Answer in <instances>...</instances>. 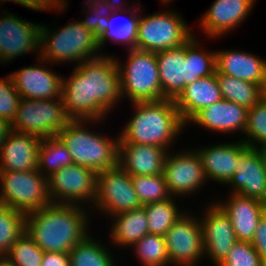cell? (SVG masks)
Segmentation results:
<instances>
[{
  "label": "cell",
  "instance_id": "1",
  "mask_svg": "<svg viewBox=\"0 0 266 266\" xmlns=\"http://www.w3.org/2000/svg\"><path fill=\"white\" fill-rule=\"evenodd\" d=\"M116 57L101 56L79 63L68 78L63 77L61 100L72 120H105L121 100Z\"/></svg>",
  "mask_w": 266,
  "mask_h": 266
},
{
  "label": "cell",
  "instance_id": "2",
  "mask_svg": "<svg viewBox=\"0 0 266 266\" xmlns=\"http://www.w3.org/2000/svg\"><path fill=\"white\" fill-rule=\"evenodd\" d=\"M79 205L50 203L26 214V232L44 252H66L88 235L89 213Z\"/></svg>",
  "mask_w": 266,
  "mask_h": 266
},
{
  "label": "cell",
  "instance_id": "3",
  "mask_svg": "<svg viewBox=\"0 0 266 266\" xmlns=\"http://www.w3.org/2000/svg\"><path fill=\"white\" fill-rule=\"evenodd\" d=\"M131 104L135 114L121 130L119 143L155 145L170 150L186 126L175 101L162 99Z\"/></svg>",
  "mask_w": 266,
  "mask_h": 266
},
{
  "label": "cell",
  "instance_id": "4",
  "mask_svg": "<svg viewBox=\"0 0 266 266\" xmlns=\"http://www.w3.org/2000/svg\"><path fill=\"white\" fill-rule=\"evenodd\" d=\"M89 122L92 124L98 120H72L57 134L69 150L73 164L88 167L96 173L117 166L119 135L109 139L106 135L90 131L85 126Z\"/></svg>",
  "mask_w": 266,
  "mask_h": 266
},
{
  "label": "cell",
  "instance_id": "5",
  "mask_svg": "<svg viewBox=\"0 0 266 266\" xmlns=\"http://www.w3.org/2000/svg\"><path fill=\"white\" fill-rule=\"evenodd\" d=\"M53 32V33H52ZM99 38L80 21H75L58 30H49L46 25L40 29L39 57L47 63H79L100 55ZM99 53V54H98Z\"/></svg>",
  "mask_w": 266,
  "mask_h": 266
},
{
  "label": "cell",
  "instance_id": "6",
  "mask_svg": "<svg viewBox=\"0 0 266 266\" xmlns=\"http://www.w3.org/2000/svg\"><path fill=\"white\" fill-rule=\"evenodd\" d=\"M128 52L125 66L116 59L122 98L128 97L131 103L162 100L155 53L136 48L129 49Z\"/></svg>",
  "mask_w": 266,
  "mask_h": 266
},
{
  "label": "cell",
  "instance_id": "7",
  "mask_svg": "<svg viewBox=\"0 0 266 266\" xmlns=\"http://www.w3.org/2000/svg\"><path fill=\"white\" fill-rule=\"evenodd\" d=\"M173 11L139 16L135 48L159 52L184 45L194 36L184 19Z\"/></svg>",
  "mask_w": 266,
  "mask_h": 266
},
{
  "label": "cell",
  "instance_id": "8",
  "mask_svg": "<svg viewBox=\"0 0 266 266\" xmlns=\"http://www.w3.org/2000/svg\"><path fill=\"white\" fill-rule=\"evenodd\" d=\"M71 121L61 98H21L12 130L45 139L57 136Z\"/></svg>",
  "mask_w": 266,
  "mask_h": 266
},
{
  "label": "cell",
  "instance_id": "9",
  "mask_svg": "<svg viewBox=\"0 0 266 266\" xmlns=\"http://www.w3.org/2000/svg\"><path fill=\"white\" fill-rule=\"evenodd\" d=\"M0 201L24 214L51 203L47 177L38 170L0 171Z\"/></svg>",
  "mask_w": 266,
  "mask_h": 266
},
{
  "label": "cell",
  "instance_id": "10",
  "mask_svg": "<svg viewBox=\"0 0 266 266\" xmlns=\"http://www.w3.org/2000/svg\"><path fill=\"white\" fill-rule=\"evenodd\" d=\"M96 178L97 173L94 170L77 164H71L52 173L47 177L51 203L85 207L84 203L87 202L88 206L93 205L96 196Z\"/></svg>",
  "mask_w": 266,
  "mask_h": 266
},
{
  "label": "cell",
  "instance_id": "11",
  "mask_svg": "<svg viewBox=\"0 0 266 266\" xmlns=\"http://www.w3.org/2000/svg\"><path fill=\"white\" fill-rule=\"evenodd\" d=\"M94 206L113 216L143 205L134 190L131 175L117 165L97 173Z\"/></svg>",
  "mask_w": 266,
  "mask_h": 266
},
{
  "label": "cell",
  "instance_id": "12",
  "mask_svg": "<svg viewBox=\"0 0 266 266\" xmlns=\"http://www.w3.org/2000/svg\"><path fill=\"white\" fill-rule=\"evenodd\" d=\"M164 239L170 266H196L201 257L204 258L201 221L190 212L185 211L167 231Z\"/></svg>",
  "mask_w": 266,
  "mask_h": 266
},
{
  "label": "cell",
  "instance_id": "13",
  "mask_svg": "<svg viewBox=\"0 0 266 266\" xmlns=\"http://www.w3.org/2000/svg\"><path fill=\"white\" fill-rule=\"evenodd\" d=\"M163 176L170 196L176 198L199 191L208 181L201 159L193 149H182V152L177 151L175 154L169 151L164 162Z\"/></svg>",
  "mask_w": 266,
  "mask_h": 266
},
{
  "label": "cell",
  "instance_id": "14",
  "mask_svg": "<svg viewBox=\"0 0 266 266\" xmlns=\"http://www.w3.org/2000/svg\"><path fill=\"white\" fill-rule=\"evenodd\" d=\"M5 13L0 16V64L33 51L40 53L41 25Z\"/></svg>",
  "mask_w": 266,
  "mask_h": 266
},
{
  "label": "cell",
  "instance_id": "15",
  "mask_svg": "<svg viewBox=\"0 0 266 266\" xmlns=\"http://www.w3.org/2000/svg\"><path fill=\"white\" fill-rule=\"evenodd\" d=\"M209 207V208H208ZM200 217L203 229L204 254L216 266L227 257L228 251L238 241L231 220L216 203L209 205Z\"/></svg>",
  "mask_w": 266,
  "mask_h": 266
},
{
  "label": "cell",
  "instance_id": "16",
  "mask_svg": "<svg viewBox=\"0 0 266 266\" xmlns=\"http://www.w3.org/2000/svg\"><path fill=\"white\" fill-rule=\"evenodd\" d=\"M38 66H27L10 75L15 89L21 98L49 100L59 99L62 93L63 77L43 66L48 64L41 57H37Z\"/></svg>",
  "mask_w": 266,
  "mask_h": 266
},
{
  "label": "cell",
  "instance_id": "17",
  "mask_svg": "<svg viewBox=\"0 0 266 266\" xmlns=\"http://www.w3.org/2000/svg\"><path fill=\"white\" fill-rule=\"evenodd\" d=\"M226 185L231 193L266 203V171L257 148L247 146L242 151L240 165Z\"/></svg>",
  "mask_w": 266,
  "mask_h": 266
},
{
  "label": "cell",
  "instance_id": "18",
  "mask_svg": "<svg viewBox=\"0 0 266 266\" xmlns=\"http://www.w3.org/2000/svg\"><path fill=\"white\" fill-rule=\"evenodd\" d=\"M256 0H216L201 17L204 34L219 38L229 33L247 18ZM219 36V37H218Z\"/></svg>",
  "mask_w": 266,
  "mask_h": 266
},
{
  "label": "cell",
  "instance_id": "19",
  "mask_svg": "<svg viewBox=\"0 0 266 266\" xmlns=\"http://www.w3.org/2000/svg\"><path fill=\"white\" fill-rule=\"evenodd\" d=\"M246 147L247 145L240 140L195 150L201 159L207 180L226 185L240 165L241 153Z\"/></svg>",
  "mask_w": 266,
  "mask_h": 266
},
{
  "label": "cell",
  "instance_id": "20",
  "mask_svg": "<svg viewBox=\"0 0 266 266\" xmlns=\"http://www.w3.org/2000/svg\"><path fill=\"white\" fill-rule=\"evenodd\" d=\"M231 220L238 241L252 242L266 203L231 193L228 201H215Z\"/></svg>",
  "mask_w": 266,
  "mask_h": 266
},
{
  "label": "cell",
  "instance_id": "21",
  "mask_svg": "<svg viewBox=\"0 0 266 266\" xmlns=\"http://www.w3.org/2000/svg\"><path fill=\"white\" fill-rule=\"evenodd\" d=\"M42 139L12 130L0 146V171L37 170Z\"/></svg>",
  "mask_w": 266,
  "mask_h": 266
},
{
  "label": "cell",
  "instance_id": "22",
  "mask_svg": "<svg viewBox=\"0 0 266 266\" xmlns=\"http://www.w3.org/2000/svg\"><path fill=\"white\" fill-rule=\"evenodd\" d=\"M169 150L155 145L118 144V165L129 175L163 174Z\"/></svg>",
  "mask_w": 266,
  "mask_h": 266
},
{
  "label": "cell",
  "instance_id": "23",
  "mask_svg": "<svg viewBox=\"0 0 266 266\" xmlns=\"http://www.w3.org/2000/svg\"><path fill=\"white\" fill-rule=\"evenodd\" d=\"M248 109L231 101L221 100L198 111L186 125L195 123L213 132H245Z\"/></svg>",
  "mask_w": 266,
  "mask_h": 266
},
{
  "label": "cell",
  "instance_id": "24",
  "mask_svg": "<svg viewBox=\"0 0 266 266\" xmlns=\"http://www.w3.org/2000/svg\"><path fill=\"white\" fill-rule=\"evenodd\" d=\"M216 71L237 79L249 81L266 89V61L253 55L236 50L215 51Z\"/></svg>",
  "mask_w": 266,
  "mask_h": 266
},
{
  "label": "cell",
  "instance_id": "25",
  "mask_svg": "<svg viewBox=\"0 0 266 266\" xmlns=\"http://www.w3.org/2000/svg\"><path fill=\"white\" fill-rule=\"evenodd\" d=\"M221 100V90L215 73L186 85L175 104L186 125L198 111Z\"/></svg>",
  "mask_w": 266,
  "mask_h": 266
},
{
  "label": "cell",
  "instance_id": "26",
  "mask_svg": "<svg viewBox=\"0 0 266 266\" xmlns=\"http://www.w3.org/2000/svg\"><path fill=\"white\" fill-rule=\"evenodd\" d=\"M162 99L176 100L186 86L185 44L155 53Z\"/></svg>",
  "mask_w": 266,
  "mask_h": 266
},
{
  "label": "cell",
  "instance_id": "27",
  "mask_svg": "<svg viewBox=\"0 0 266 266\" xmlns=\"http://www.w3.org/2000/svg\"><path fill=\"white\" fill-rule=\"evenodd\" d=\"M112 217H114L111 220L113 224L109 231L112 245L130 247L149 233L144 206L113 215L110 218Z\"/></svg>",
  "mask_w": 266,
  "mask_h": 266
},
{
  "label": "cell",
  "instance_id": "28",
  "mask_svg": "<svg viewBox=\"0 0 266 266\" xmlns=\"http://www.w3.org/2000/svg\"><path fill=\"white\" fill-rule=\"evenodd\" d=\"M223 100L239 104L247 109L265 96V89L258 84L221 74L216 71Z\"/></svg>",
  "mask_w": 266,
  "mask_h": 266
},
{
  "label": "cell",
  "instance_id": "29",
  "mask_svg": "<svg viewBox=\"0 0 266 266\" xmlns=\"http://www.w3.org/2000/svg\"><path fill=\"white\" fill-rule=\"evenodd\" d=\"M195 35L185 43L186 85L216 73L215 51L200 48Z\"/></svg>",
  "mask_w": 266,
  "mask_h": 266
},
{
  "label": "cell",
  "instance_id": "30",
  "mask_svg": "<svg viewBox=\"0 0 266 266\" xmlns=\"http://www.w3.org/2000/svg\"><path fill=\"white\" fill-rule=\"evenodd\" d=\"M69 256L71 266H117L111 251L90 233L70 250Z\"/></svg>",
  "mask_w": 266,
  "mask_h": 266
},
{
  "label": "cell",
  "instance_id": "31",
  "mask_svg": "<svg viewBox=\"0 0 266 266\" xmlns=\"http://www.w3.org/2000/svg\"><path fill=\"white\" fill-rule=\"evenodd\" d=\"M133 9L127 11H114L112 15L108 18V27L106 32L99 38V44L101 50L105 46L106 41L110 40L120 44H126L128 49L135 48L136 38H137V24L139 19L138 10L140 8L136 5L132 6ZM135 7V8H134ZM121 14H129L128 19L120 21L117 23L115 17ZM115 19V20H114Z\"/></svg>",
  "mask_w": 266,
  "mask_h": 266
},
{
  "label": "cell",
  "instance_id": "32",
  "mask_svg": "<svg viewBox=\"0 0 266 266\" xmlns=\"http://www.w3.org/2000/svg\"><path fill=\"white\" fill-rule=\"evenodd\" d=\"M73 164L72 156L67 147L57 137L42 139L38 151L37 170L46 177Z\"/></svg>",
  "mask_w": 266,
  "mask_h": 266
},
{
  "label": "cell",
  "instance_id": "33",
  "mask_svg": "<svg viewBox=\"0 0 266 266\" xmlns=\"http://www.w3.org/2000/svg\"><path fill=\"white\" fill-rule=\"evenodd\" d=\"M174 197L143 205L150 234L164 236L172 225L185 213L180 211Z\"/></svg>",
  "mask_w": 266,
  "mask_h": 266
},
{
  "label": "cell",
  "instance_id": "34",
  "mask_svg": "<svg viewBox=\"0 0 266 266\" xmlns=\"http://www.w3.org/2000/svg\"><path fill=\"white\" fill-rule=\"evenodd\" d=\"M26 231V214L11 209L0 201V258L5 257L15 243Z\"/></svg>",
  "mask_w": 266,
  "mask_h": 266
},
{
  "label": "cell",
  "instance_id": "35",
  "mask_svg": "<svg viewBox=\"0 0 266 266\" xmlns=\"http://www.w3.org/2000/svg\"><path fill=\"white\" fill-rule=\"evenodd\" d=\"M132 247L143 266L170 265L164 236L148 233Z\"/></svg>",
  "mask_w": 266,
  "mask_h": 266
},
{
  "label": "cell",
  "instance_id": "36",
  "mask_svg": "<svg viewBox=\"0 0 266 266\" xmlns=\"http://www.w3.org/2000/svg\"><path fill=\"white\" fill-rule=\"evenodd\" d=\"M131 180L142 205L164 201L171 197L163 174L131 175Z\"/></svg>",
  "mask_w": 266,
  "mask_h": 266
},
{
  "label": "cell",
  "instance_id": "37",
  "mask_svg": "<svg viewBox=\"0 0 266 266\" xmlns=\"http://www.w3.org/2000/svg\"><path fill=\"white\" fill-rule=\"evenodd\" d=\"M244 139L248 147L260 148L266 146V96L248 109Z\"/></svg>",
  "mask_w": 266,
  "mask_h": 266
},
{
  "label": "cell",
  "instance_id": "38",
  "mask_svg": "<svg viewBox=\"0 0 266 266\" xmlns=\"http://www.w3.org/2000/svg\"><path fill=\"white\" fill-rule=\"evenodd\" d=\"M43 256L44 251L25 231L4 258L14 266H41Z\"/></svg>",
  "mask_w": 266,
  "mask_h": 266
},
{
  "label": "cell",
  "instance_id": "39",
  "mask_svg": "<svg viewBox=\"0 0 266 266\" xmlns=\"http://www.w3.org/2000/svg\"><path fill=\"white\" fill-rule=\"evenodd\" d=\"M85 6H88L86 12L88 16L80 22L98 38H100L107 30L108 18L114 12L104 0H87ZM91 13H90V12Z\"/></svg>",
  "mask_w": 266,
  "mask_h": 266
},
{
  "label": "cell",
  "instance_id": "40",
  "mask_svg": "<svg viewBox=\"0 0 266 266\" xmlns=\"http://www.w3.org/2000/svg\"><path fill=\"white\" fill-rule=\"evenodd\" d=\"M219 266H266L251 242L237 241Z\"/></svg>",
  "mask_w": 266,
  "mask_h": 266
},
{
  "label": "cell",
  "instance_id": "41",
  "mask_svg": "<svg viewBox=\"0 0 266 266\" xmlns=\"http://www.w3.org/2000/svg\"><path fill=\"white\" fill-rule=\"evenodd\" d=\"M21 96L15 89L10 75L0 78V118L13 124Z\"/></svg>",
  "mask_w": 266,
  "mask_h": 266
},
{
  "label": "cell",
  "instance_id": "42",
  "mask_svg": "<svg viewBox=\"0 0 266 266\" xmlns=\"http://www.w3.org/2000/svg\"><path fill=\"white\" fill-rule=\"evenodd\" d=\"M251 243L266 265V212L258 223Z\"/></svg>",
  "mask_w": 266,
  "mask_h": 266
},
{
  "label": "cell",
  "instance_id": "43",
  "mask_svg": "<svg viewBox=\"0 0 266 266\" xmlns=\"http://www.w3.org/2000/svg\"><path fill=\"white\" fill-rule=\"evenodd\" d=\"M41 266H71L69 253L44 252Z\"/></svg>",
  "mask_w": 266,
  "mask_h": 266
},
{
  "label": "cell",
  "instance_id": "44",
  "mask_svg": "<svg viewBox=\"0 0 266 266\" xmlns=\"http://www.w3.org/2000/svg\"><path fill=\"white\" fill-rule=\"evenodd\" d=\"M33 4H37L40 6L44 7V11L45 10H55V11H60V12H64V10L67 8L68 6V2L67 0H30ZM66 7V8H65Z\"/></svg>",
  "mask_w": 266,
  "mask_h": 266
},
{
  "label": "cell",
  "instance_id": "45",
  "mask_svg": "<svg viewBox=\"0 0 266 266\" xmlns=\"http://www.w3.org/2000/svg\"><path fill=\"white\" fill-rule=\"evenodd\" d=\"M12 131V124L0 118V146L7 139L8 134Z\"/></svg>",
  "mask_w": 266,
  "mask_h": 266
},
{
  "label": "cell",
  "instance_id": "46",
  "mask_svg": "<svg viewBox=\"0 0 266 266\" xmlns=\"http://www.w3.org/2000/svg\"><path fill=\"white\" fill-rule=\"evenodd\" d=\"M14 2V3H18L20 4L21 6H24V7H27L29 9H31L32 11L35 10V11H43L44 10V7L43 6H40V5H37V4H33L30 0H0V4L2 5V3L4 2Z\"/></svg>",
  "mask_w": 266,
  "mask_h": 266
},
{
  "label": "cell",
  "instance_id": "47",
  "mask_svg": "<svg viewBox=\"0 0 266 266\" xmlns=\"http://www.w3.org/2000/svg\"><path fill=\"white\" fill-rule=\"evenodd\" d=\"M108 6L113 10V11H127L131 8H129V6L127 7V5H122L124 7L121 6V2L122 4H126L125 0H104Z\"/></svg>",
  "mask_w": 266,
  "mask_h": 266
},
{
  "label": "cell",
  "instance_id": "48",
  "mask_svg": "<svg viewBox=\"0 0 266 266\" xmlns=\"http://www.w3.org/2000/svg\"><path fill=\"white\" fill-rule=\"evenodd\" d=\"M259 150V154L263 160L265 171H266V146H262L260 148H257Z\"/></svg>",
  "mask_w": 266,
  "mask_h": 266
},
{
  "label": "cell",
  "instance_id": "49",
  "mask_svg": "<svg viewBox=\"0 0 266 266\" xmlns=\"http://www.w3.org/2000/svg\"><path fill=\"white\" fill-rule=\"evenodd\" d=\"M0 266H14L11 264L6 258L1 257L0 258Z\"/></svg>",
  "mask_w": 266,
  "mask_h": 266
},
{
  "label": "cell",
  "instance_id": "50",
  "mask_svg": "<svg viewBox=\"0 0 266 266\" xmlns=\"http://www.w3.org/2000/svg\"><path fill=\"white\" fill-rule=\"evenodd\" d=\"M161 2H162L163 4H168V2H169V3L171 2V0H161Z\"/></svg>",
  "mask_w": 266,
  "mask_h": 266
}]
</instances>
